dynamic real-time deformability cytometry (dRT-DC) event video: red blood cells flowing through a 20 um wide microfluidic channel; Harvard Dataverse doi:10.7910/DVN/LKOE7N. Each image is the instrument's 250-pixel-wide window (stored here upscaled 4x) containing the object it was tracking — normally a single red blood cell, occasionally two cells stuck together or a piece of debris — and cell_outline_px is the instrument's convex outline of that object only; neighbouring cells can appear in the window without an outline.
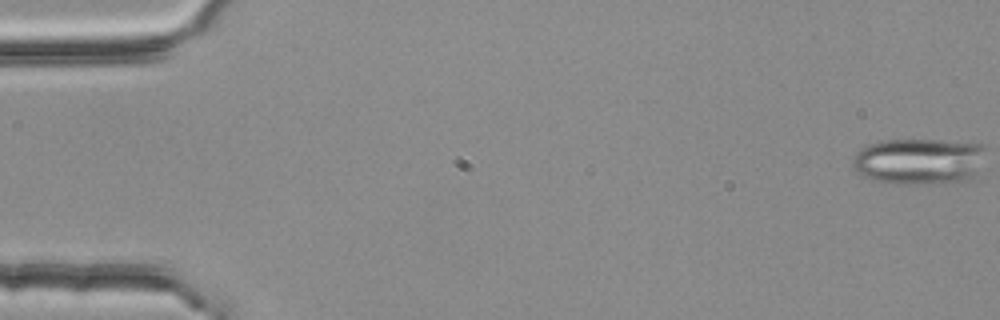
{"species": "common noctule bat (a hibernating species)", "species_latin": "Nyctalus noctula", "temperature_condition": "room temperature", "stored_images_in_passage": 55, "segment_of_instrument_passage": [1, 2], "camera_frame_rate_fps": 3000, "um_per_image_px": 0.085, "animal": {"sex": "female", "body_mass_g": 25.1}, "frame": {"image": 1, "passage_image": 1, "time_ms": 0.0, "image_size_px": [1000, 320], "cell_outline_px": [[984, 148], [972, 180], [940, 184], [900, 184], [876, 180], [864, 176], [856, 172], [852, 164], [852, 156], [860, 148], [868, 144], [880, 140], [940, 140], [984, 144]], "centroid_in_image_um": [78.06, 13.71], "position_along_channel_um": 6.9, "area_um2": 36.01}}